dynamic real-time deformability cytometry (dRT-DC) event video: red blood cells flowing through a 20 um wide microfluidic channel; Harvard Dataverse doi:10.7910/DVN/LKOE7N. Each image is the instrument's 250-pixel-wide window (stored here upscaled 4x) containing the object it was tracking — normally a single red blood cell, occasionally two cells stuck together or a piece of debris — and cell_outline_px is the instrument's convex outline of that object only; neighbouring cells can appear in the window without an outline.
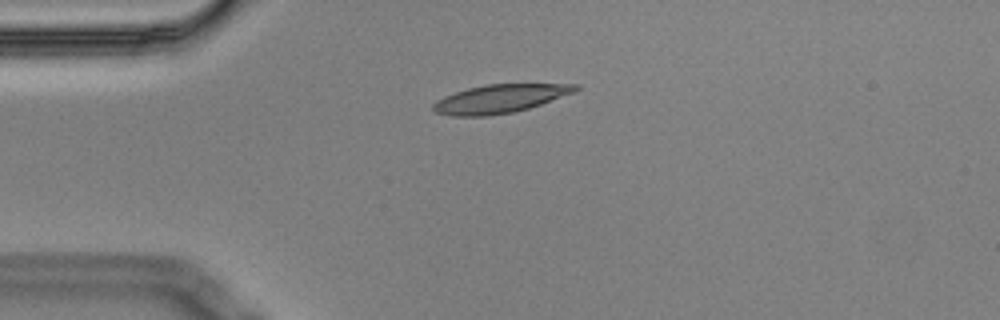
{"species": "Egyptian fruit bat (a non-hibernating species)", "species_latin": "Rousettus aegyptiacus", "temperature_condition": "cold", "stored_images_in_passage": 6, "camera_frame_rate_fps": 3000, "um_per_image_px": 0.085, "animal": {"sex": "male"}, "frame": {"image": 1, "passage_image": 6, "time_ms": 1.667, "image_size_px": [1000, 320], "cell_outline_px": [[580, 88], [576, 92], [528, 108], [512, 112], [488, 116], [452, 116], [436, 112], [432, 108], [432, 104], [436, 100], [444, 96], [468, 88], [484, 84], [580, 84]], "centroid_in_image_um": [42.49, 8.38], "position_along_channel_um": 42.5, "area_um2": 23.52}}